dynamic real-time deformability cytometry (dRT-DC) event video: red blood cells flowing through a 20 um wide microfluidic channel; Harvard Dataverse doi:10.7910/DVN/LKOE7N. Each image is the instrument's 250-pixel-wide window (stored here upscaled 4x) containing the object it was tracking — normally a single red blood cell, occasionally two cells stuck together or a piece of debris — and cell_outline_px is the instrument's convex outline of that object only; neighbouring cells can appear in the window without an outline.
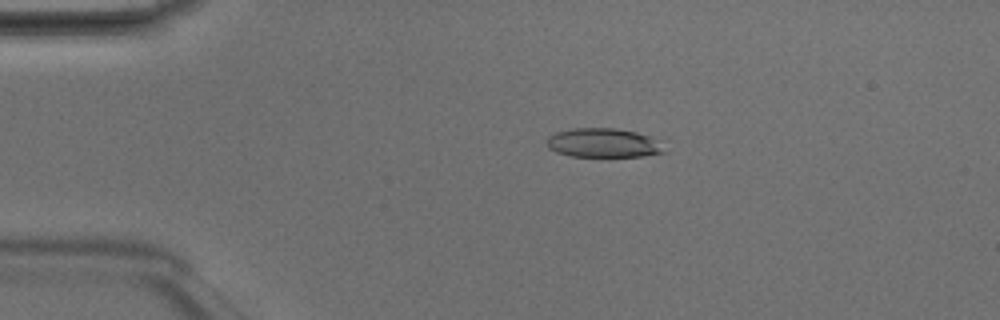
{"species": "Egyptian fruit bat (a non-hibernating species)", "species_latin": "Rousettus aegyptiacus", "temperature_condition": "room temperature", "stored_images_in_passage": 48, "camera_frame_rate_fps": 3000, "um_per_image_px": 0.085, "animal": {"sex": "male"}, "frame": {"image": 1, "passage_image": 10, "time_ms": 3.0, "image_size_px": [1000, 320], "cell_outline_px": [[668, 152], [640, 156], [568, 156], [556, 152], [548, 148], [548, 136], [556, 132], [572, 128], [616, 128], [636, 132], [648, 136]], "centroid_in_image_um": [51.22, 12.14], "position_along_channel_um": 33.8, "area_um2": 19.65}}
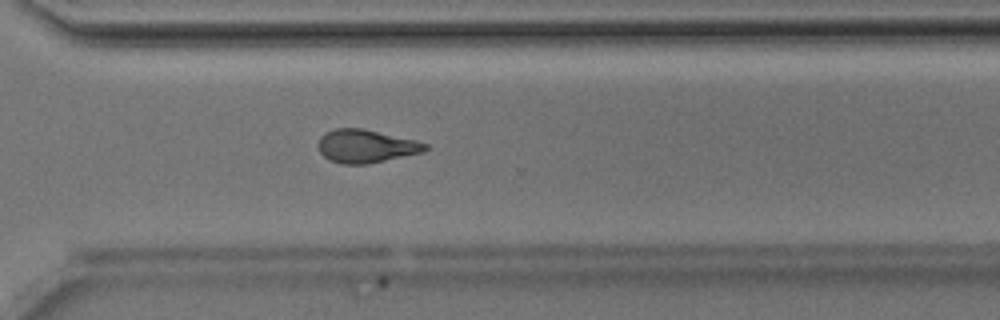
{"frame": {"image": 2, "passage_image": 35, "time_ms": 11.333, "image_size_px": [1000, 320], "cell_outline_px": [[428, 148], [424, 152], [368, 164], [344, 164], [328, 160], [320, 152], [316, 144], [320, 136], [324, 132], [336, 128], [364, 128], [416, 140], [428, 144]], "centroid_in_image_um": [31.08, 12.42], "position_along_channel_um": 339.5, "area_um2": 20.98}}
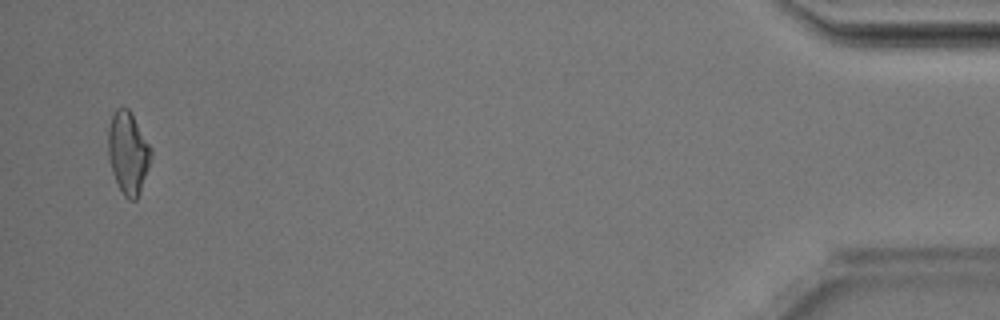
{"frame": {"image": 3, "passage_image": 47, "time_ms": 15.333, "image_size_px": [1000, 320], "cell_outline_px": [[152, 152], [148, 168], [140, 192], [136, 200], [128, 200], [124, 196], [112, 172], [108, 152], [108, 128], [112, 116], [116, 108], [128, 108], [152, 148]], "centroid_in_image_um": [10.89, 12.99], "position_along_channel_um": 424.3, "area_um2": 20.29}, "authors_computed_cell_mechanics": {"area_um2": 20.8369, "velocity_mm_per_s": 4.198, "shape_relaxation_time_tau1_ms": 6.0842, "shape_relaxation_time_tau2_ms": 3.1995, "deformation_change_tau1": 0.1756, "deformation_change_tau2": 0.1292}}